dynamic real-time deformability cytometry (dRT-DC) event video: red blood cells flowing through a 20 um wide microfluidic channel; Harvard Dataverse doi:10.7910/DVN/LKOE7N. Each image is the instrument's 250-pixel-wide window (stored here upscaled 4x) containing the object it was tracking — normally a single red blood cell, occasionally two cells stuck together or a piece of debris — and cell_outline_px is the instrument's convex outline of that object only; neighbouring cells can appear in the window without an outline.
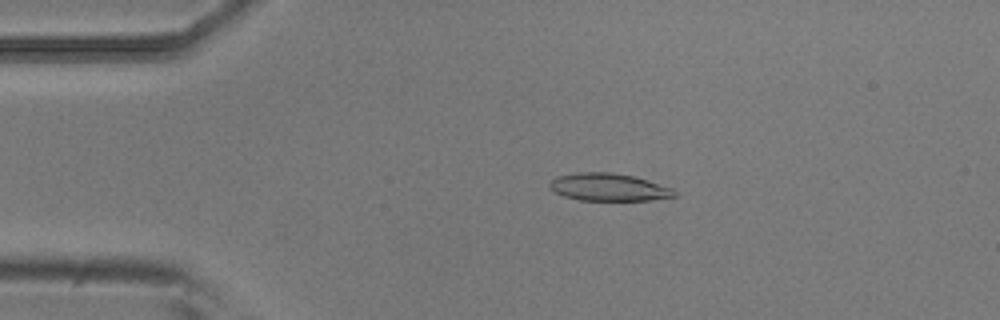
{"species": "common noctule bat (a hibernating species)", "species_latin": "Nyctalus noctula", "temperature_condition": "room temperature", "stored_images_in_passage": 4, "camera_frame_rate_fps": 3000, "um_per_image_px": 0.085, "animal": {"sex": "male", "body_mass_g": 20.5, "forearm_length_mm": 52.5}, "frame": {"image": 1, "passage_image": 3, "time_ms": 0.667, "image_size_px": [1000, 320], "cell_outline_px": [[676, 196], [648, 200], [580, 200], [564, 196], [548, 188], [548, 184], [556, 176], [576, 172], [612, 172], [632, 176], [648, 180], [672, 188], [676, 192]], "centroid_in_image_um": [51.7, 15.9], "position_along_channel_um": 33.3, "area_um2": 20.0}}